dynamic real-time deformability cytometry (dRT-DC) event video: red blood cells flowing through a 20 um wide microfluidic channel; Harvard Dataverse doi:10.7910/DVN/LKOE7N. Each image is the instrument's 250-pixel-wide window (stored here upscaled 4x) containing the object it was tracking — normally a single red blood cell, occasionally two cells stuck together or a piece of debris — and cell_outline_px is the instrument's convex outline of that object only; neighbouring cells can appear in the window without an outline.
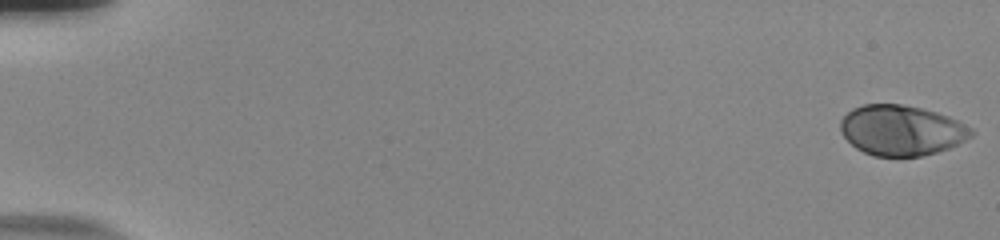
{"species": "human", "species_latin": "Homo sapiens", "temperature_condition": "room temperature", "stored_images_in_passage": 56, "camera_frame_rate_fps": 3000, "um_per_image_px": 0.085, "donor": {"sex": "male"}, "frame": {"image": 1, "passage_image": 1, "time_ms": 0.0, "image_size_px": [1000, 240], "cell_outline_px": [[972, 136], [948, 148], [936, 152], [920, 156], [872, 156], [856, 148], [840, 132], [840, 120], [852, 108], [864, 104], [900, 104], [920, 108], [936, 112], [948, 116], [972, 128]], "centroid_in_image_um": [76.59, 11.07], "position_along_channel_um": 8.4, "area_um2": 38.09}}
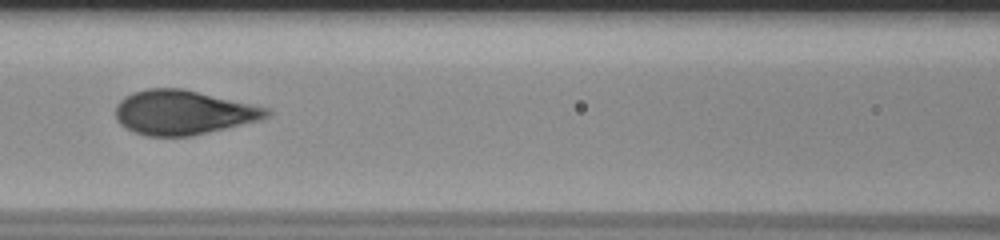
{"frame": {"image": 2, "passage_image": 27, "time_ms": 8.667, "image_size_px": [1000, 240], "cell_outline_px": [[272, 112], [268, 116], [260, 120], [192, 136], [148, 136], [132, 132], [124, 128], [116, 120], [116, 104], [120, 100], [136, 92], [148, 88], [180, 88], [272, 108]], "centroid_in_image_um": [15.58, 9.57], "position_along_channel_um": 151.0, "area_um2": 39.07}}
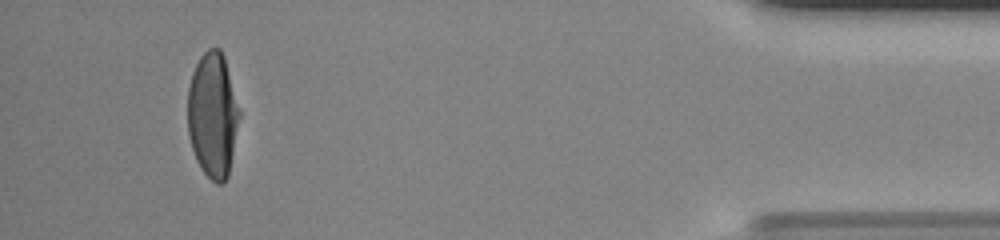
{"frame": {"image": 3, "passage_image": 53, "time_ms": 17.333, "image_size_px": [1000, 240], "cell_outline_px": [[240, 116], [228, 176], [220, 184], [216, 184], [200, 168], [196, 160], [188, 136], [188, 88], [192, 72], [200, 56], [208, 48], [220, 48], [224, 56], [240, 108]], "centroid_in_image_um": [18.08, 9.76], "position_along_channel_um": 417.1, "area_um2": 37.86}, "authors_computed_cell_mechanics": {"area_um2": 38.8127, "velocity_mm_per_s": 3.7326, "shape_relaxation_time_tau1_ms": 4.7908, "shape_relaxation_time_tau2_ms": null, "deformation_change_tau1": 0.2287, "deformation_change_tau2": null}}